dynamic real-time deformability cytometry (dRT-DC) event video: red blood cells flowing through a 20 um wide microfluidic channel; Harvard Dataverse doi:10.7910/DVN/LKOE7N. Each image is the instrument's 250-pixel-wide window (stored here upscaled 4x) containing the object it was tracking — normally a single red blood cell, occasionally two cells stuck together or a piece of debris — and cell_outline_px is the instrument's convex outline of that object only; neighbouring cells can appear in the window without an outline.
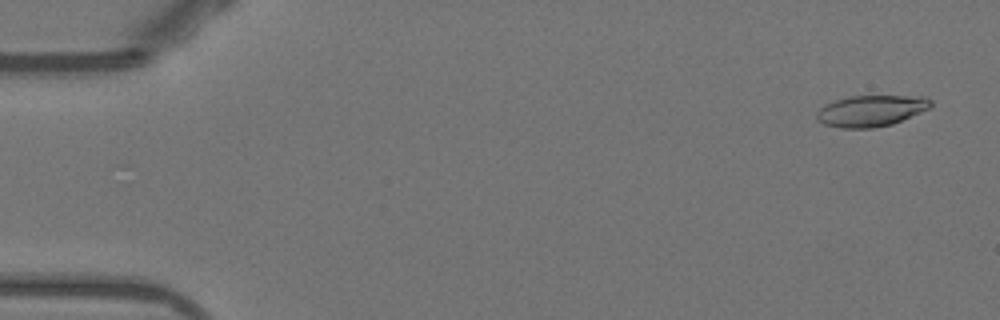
{"species": "Egyptian fruit bat (a non-hibernating species)", "species_latin": "Rousettus aegyptiacus", "temperature_condition": "warm", "stored_images_in_passage": 53, "camera_frame_rate_fps": 3000, "um_per_image_px": 0.085, "animal": {"sex": "female"}, "frame": {"image": 1, "passage_image": 3, "time_ms": 0.667, "image_size_px": [1000, 320], "cell_outline_px": [[932, 108], [892, 124], [872, 128], [840, 128], [824, 124], [816, 120], [816, 112], [824, 104], [848, 96], [924, 96], [932, 100]], "centroid_in_image_um": [74.04, 9.41], "position_along_channel_um": 11.0, "area_um2": 20.98}}
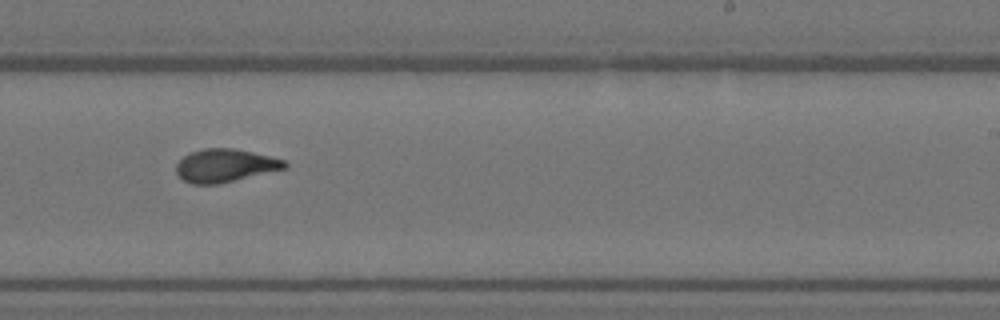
{"frame": {"image": 2, "passage_image": 33, "time_ms": 10.667, "image_size_px": [1000, 320], "cell_outline_px": [[288, 164], [284, 168], [220, 184], [192, 184], [184, 180], [176, 172], [176, 164], [184, 156], [192, 152], [204, 148], [236, 148], [284, 160]], "centroid_in_image_um": [19.1, 14.07], "position_along_channel_um": 269.9, "area_um2": 20.63}}
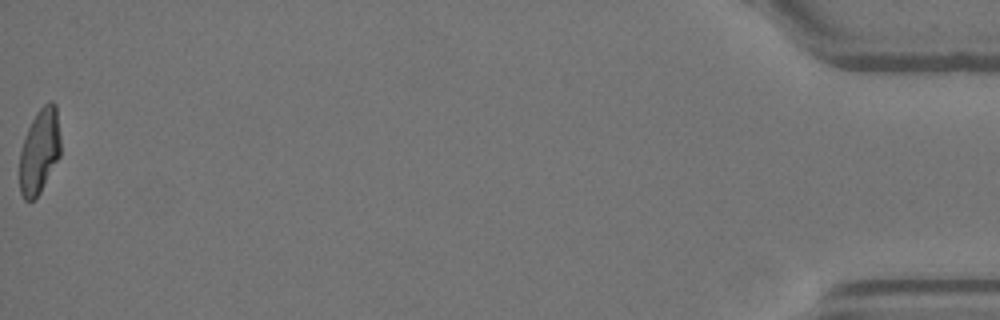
{"frame": {"image": 3, "passage_image": 53, "time_ms": 17.333, "image_size_px": [1000, 320], "cell_outline_px": [[60, 156], [36, 200], [24, 200], [20, 192], [20, 152], [28, 128], [36, 112], [48, 100], [52, 100], [56, 104], [60, 136]], "centroid_in_image_um": [3.37, 12.84], "position_along_channel_um": 431.8, "area_um2": 20.35}, "authors_computed_cell_mechanics": {"area_um2": 20.6924, "velocity_mm_per_s": 3.909, "shape_relaxation_time_tau1_ms": 6.6961, "shape_relaxation_time_tau2_ms": 2.1171, "deformation_change_tau1": 0.2685, "deformation_change_tau2": 0.0928}}